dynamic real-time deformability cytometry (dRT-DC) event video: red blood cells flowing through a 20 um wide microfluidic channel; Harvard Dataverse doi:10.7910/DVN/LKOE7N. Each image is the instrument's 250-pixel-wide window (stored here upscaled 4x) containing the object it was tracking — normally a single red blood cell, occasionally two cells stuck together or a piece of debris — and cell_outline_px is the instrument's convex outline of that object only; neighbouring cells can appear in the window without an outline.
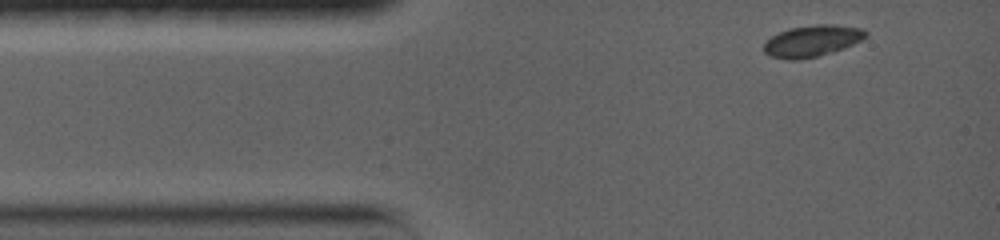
{"species": "common noctule bat (a hibernating species)", "species_latin": "Nyctalus noctula", "temperature_condition": "warm", "stored_images_in_passage": 3, "camera_frame_rate_fps": 5000, "um_per_image_px": 0.085, "animal": {"sex": "female", "body_mass_g": 19.0, "forearm_length_mm": 56.7}, "frame": {"image": 1, "passage_image": 1, "time_ms": 0.0, "image_size_px": [1000, 240], "cell_outline_px": [[868, 36], [844, 48], [832, 52], [800, 60], [788, 60], [768, 56], [764, 52], [764, 44], [772, 36], [788, 28], [816, 24], [836, 24], [860, 28], [868, 32]], "centroid_in_image_um": [69.02, 3.48], "position_along_channel_um": 16.0, "area_um2": 18.73}}
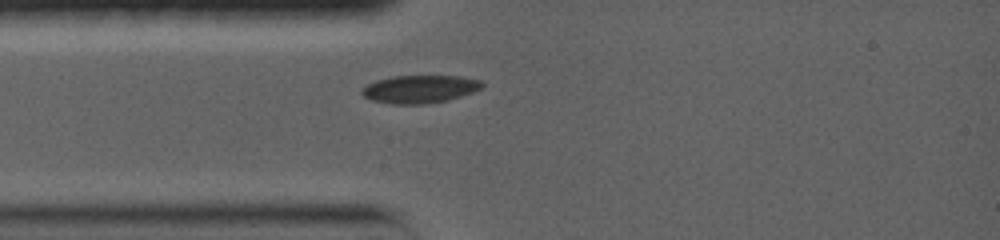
{"frame": {"image": 2, "passage_image": 3, "time_ms": 2.2, "image_size_px": [1000, 240], "cell_outline_px": [[484, 84], [480, 88], [472, 92], [448, 100], [424, 104], [392, 104], [372, 100], [364, 96], [360, 92], [360, 88], [376, 80], [392, 76], [460, 76], [480, 80]], "centroid_in_image_um": [35.64, 7.57], "position_along_channel_um": 49.4, "area_um2": 19.48}}